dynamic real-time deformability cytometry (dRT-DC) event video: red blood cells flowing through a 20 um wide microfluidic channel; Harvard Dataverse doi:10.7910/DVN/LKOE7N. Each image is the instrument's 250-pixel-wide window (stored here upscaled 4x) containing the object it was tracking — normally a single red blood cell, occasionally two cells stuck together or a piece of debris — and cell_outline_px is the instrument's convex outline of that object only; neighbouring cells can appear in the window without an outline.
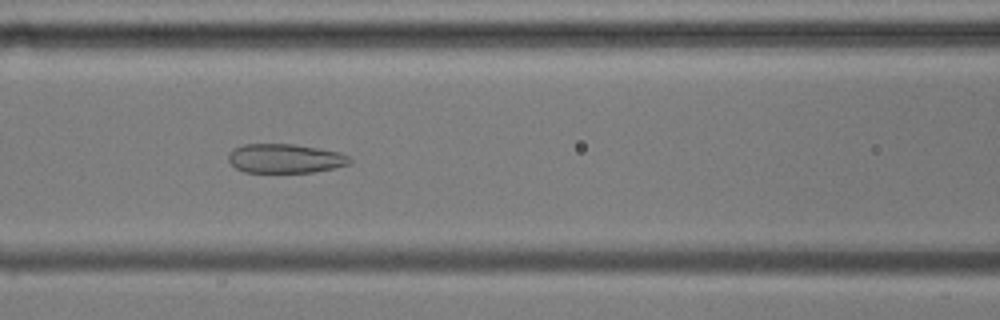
{"species": "common noctule bat (a hibernating species)", "species_latin": "Nyctalus noctula", "temperature_condition": "cold", "stored_images_in_passage": 55, "camera_frame_rate_fps": 3000, "um_per_image_px": 0.085, "animal": {"sex": "male", "body_mass_g": 17.9, "forearm_length_mm": 54.2}, "frame": {"image": 1, "passage_image": 23, "time_ms": 7.333, "image_size_px": [1000, 320], "cell_outline_px": [[352, 160], [348, 164], [332, 168], [312, 172], [244, 172], [236, 168], [228, 160], [228, 152], [244, 144], [292, 144], [320, 148], [340, 152], [348, 156]], "centroid_in_image_um": [24.22, 13.46], "position_along_channel_um": 142.4, "area_um2": 20.52}}
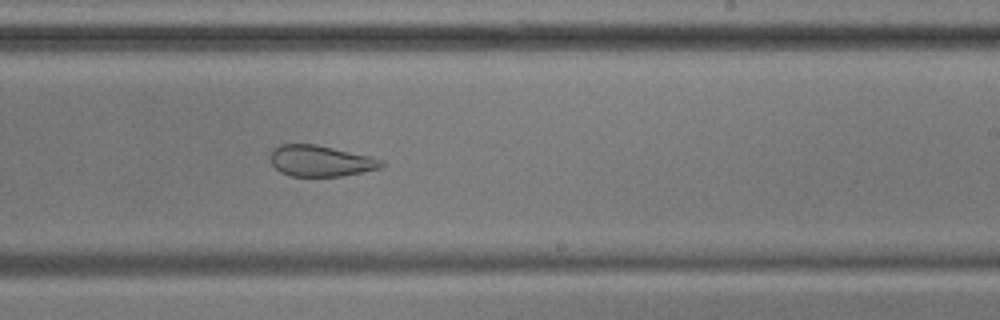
{"frame": {"image": 2, "passage_image": 33, "time_ms": 10.667, "image_size_px": [1000, 320], "cell_outline_px": [[384, 164], [380, 168], [340, 176], [292, 176], [280, 172], [272, 164], [268, 156], [280, 144], [316, 144], [372, 156], [384, 160]], "centroid_in_image_um": [27.25, 13.67], "position_along_channel_um": 261.7, "area_um2": 20.11}}
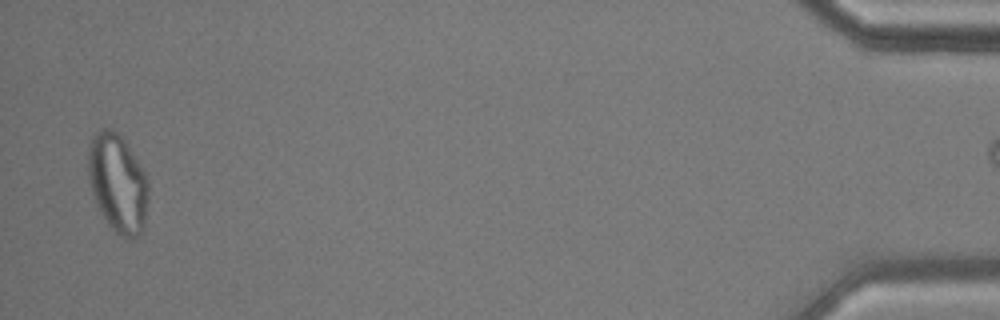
{"frame": {"image": 3, "passage_image": 54, "time_ms": 17.667, "image_size_px": [1000, 320], "cell_outline_px": [[148, 200], [144, 228], [140, 236], [128, 240], [120, 236], [108, 224], [100, 212], [96, 204], [88, 180], [88, 148], [92, 136], [100, 128], [112, 128], [120, 132], [128, 144], [144, 172], [148, 180]], "centroid_in_image_um": [10.01, 15.56], "position_along_channel_um": 425.2, "area_um2": 35.26}}